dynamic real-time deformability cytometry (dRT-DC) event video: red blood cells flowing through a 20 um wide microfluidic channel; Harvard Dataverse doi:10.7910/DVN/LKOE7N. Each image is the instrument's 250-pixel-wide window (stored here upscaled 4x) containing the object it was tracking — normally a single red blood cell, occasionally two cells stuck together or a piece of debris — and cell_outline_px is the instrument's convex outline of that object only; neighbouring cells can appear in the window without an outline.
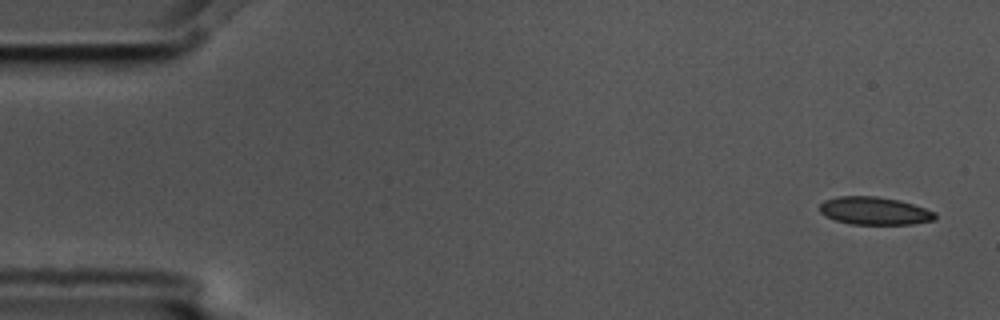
{"species": "common noctule bat (a hibernating species)", "species_latin": "Nyctalus noctula", "temperature_condition": "cold", "stored_images_in_passage": 4, "camera_frame_rate_fps": 3000, "um_per_image_px": 0.085, "animal": {"sex": "male", "body_mass_g": 17.5, "forearm_length_mm": 52.3}, "frame": {"image": 1, "passage_image": 1, "time_ms": 0.0, "image_size_px": [1000, 320], "cell_outline_px": [[936, 220], [912, 224], [848, 224], [836, 220], [820, 212], [820, 204], [824, 200], [840, 196], [876, 196], [900, 200], [936, 212]], "centroid_in_image_um": [74.35, 17.92], "position_along_channel_um": 10.6, "area_um2": 18.67}}